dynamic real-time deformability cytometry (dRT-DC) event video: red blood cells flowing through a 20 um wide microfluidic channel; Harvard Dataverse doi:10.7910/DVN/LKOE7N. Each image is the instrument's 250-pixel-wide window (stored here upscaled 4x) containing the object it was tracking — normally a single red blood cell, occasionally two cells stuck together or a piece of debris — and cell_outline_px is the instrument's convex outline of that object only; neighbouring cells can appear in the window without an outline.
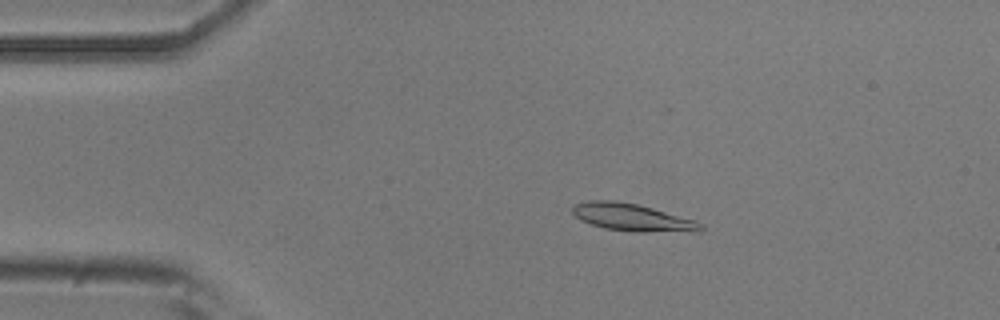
{"species": "common noctule bat (a hibernating species)", "species_latin": "Nyctalus noctula", "temperature_condition": "room temperature", "stored_images_in_passage": 53, "camera_frame_rate_fps": 3000, "um_per_image_px": 0.085, "animal": {"sex": "male", "body_mass_g": 20.5, "forearm_length_mm": 52.5}, "frame": {"image": 1, "passage_image": 10, "time_ms": 3.0, "image_size_px": [1000, 320], "cell_outline_px": [[704, 228], [700, 232], [632, 232], [604, 228], [580, 220], [572, 212], [572, 204], [588, 200], [616, 200], [636, 204], [652, 208], [696, 220], [704, 224]], "centroid_in_image_um": [53.78, 18.49], "position_along_channel_um": 31.2, "area_um2": 20.81}}
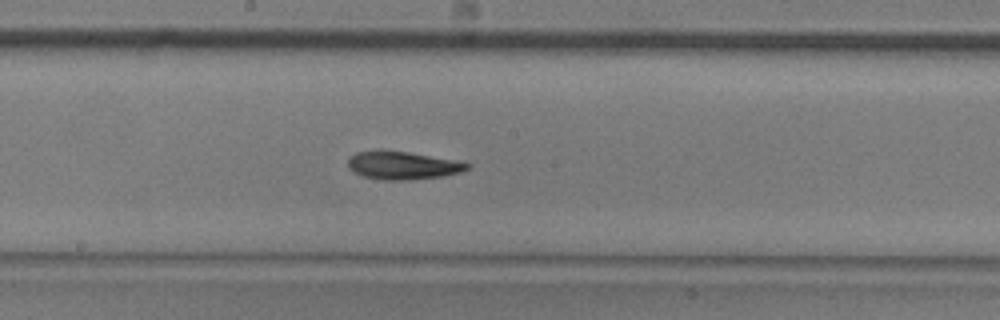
{"frame": {"image": 2, "passage_image": 28, "time_ms": 9.0, "image_size_px": [1000, 320], "cell_outline_px": [[472, 164], [468, 168], [460, 172], [444, 176], [412, 180], [384, 180], [364, 176], [348, 168], [348, 160], [356, 152], [380, 148], [408, 152], [452, 160]], "centroid_in_image_um": [34.19, 14.04], "position_along_channel_um": 214.0, "area_um2": 19.54}}
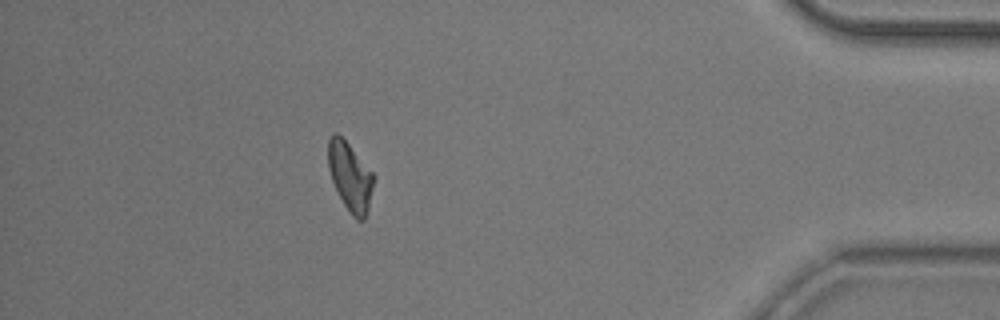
{"frame": {"image": 3, "passage_image": 47, "time_ms": 15.333, "image_size_px": [1000, 320], "cell_outline_px": [[376, 176], [368, 208], [364, 220], [356, 220], [352, 216], [344, 204], [332, 180], [328, 168], [328, 140], [332, 132], [336, 132], [348, 144]], "centroid_in_image_um": [29.76, 15.01], "position_along_channel_um": 405.4, "area_um2": 18.03}, "authors_computed_cell_mechanics": {"area_um2": 19.1896, "velocity_mm_per_s": 3.7966, "shape_relaxation_time_tau1_ms": 4.2319, "shape_relaxation_time_tau2_ms": null, "deformation_change_tau1": 0.1484, "deformation_change_tau2": null}}